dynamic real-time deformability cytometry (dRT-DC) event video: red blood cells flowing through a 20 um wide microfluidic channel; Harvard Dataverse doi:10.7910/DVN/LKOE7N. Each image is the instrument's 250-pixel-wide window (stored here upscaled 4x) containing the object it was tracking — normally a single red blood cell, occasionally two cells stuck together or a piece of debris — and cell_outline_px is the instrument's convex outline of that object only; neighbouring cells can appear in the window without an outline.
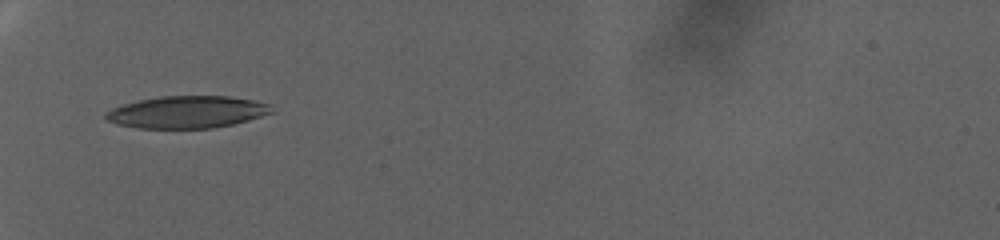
{"species": "human", "species_latin": "Homo sapiens", "temperature_condition": "warm", "stored_images_in_passage": 6, "camera_frame_rate_fps": 3000, "um_per_image_px": 0.085, "donor": {"sex": "female"}, "frame": {"image": 1, "passage_image": 1, "time_ms": 0.0, "image_size_px": [1000, 240], "cell_outline_px": [[276, 112], [248, 120], [232, 124], [212, 128], [136, 128], [116, 124], [108, 120], [104, 116], [104, 112], [112, 108], [124, 104], [140, 100], [160, 96], [228, 96], [252, 100], [272, 104]], "centroid_in_image_um": [15.93, 9.52], "position_along_channel_um": 69.1, "area_um2": 31.21}}
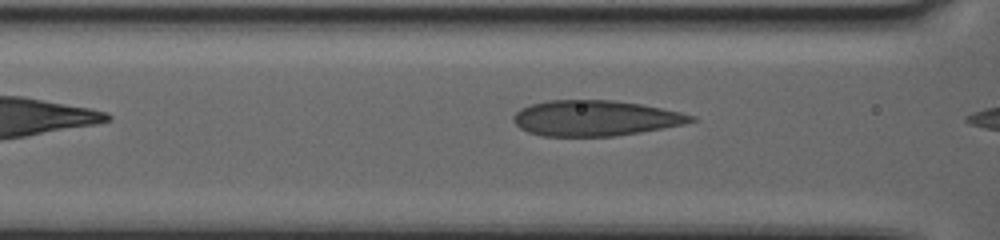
{"frame": {"image": 2, "passage_image": 3, "time_ms": 0.667, "image_size_px": [1000, 240], "cell_outline_px": [[696, 120], [684, 124], [640, 132], [612, 136], [544, 136], [528, 132], [520, 128], [512, 120], [512, 116], [520, 108], [532, 104], [548, 100], [612, 100], [640, 104], [680, 112], [696, 116]], "centroid_in_image_um": [50.57, 10.04], "position_along_channel_um": 116.0, "area_um2": 36.65}}